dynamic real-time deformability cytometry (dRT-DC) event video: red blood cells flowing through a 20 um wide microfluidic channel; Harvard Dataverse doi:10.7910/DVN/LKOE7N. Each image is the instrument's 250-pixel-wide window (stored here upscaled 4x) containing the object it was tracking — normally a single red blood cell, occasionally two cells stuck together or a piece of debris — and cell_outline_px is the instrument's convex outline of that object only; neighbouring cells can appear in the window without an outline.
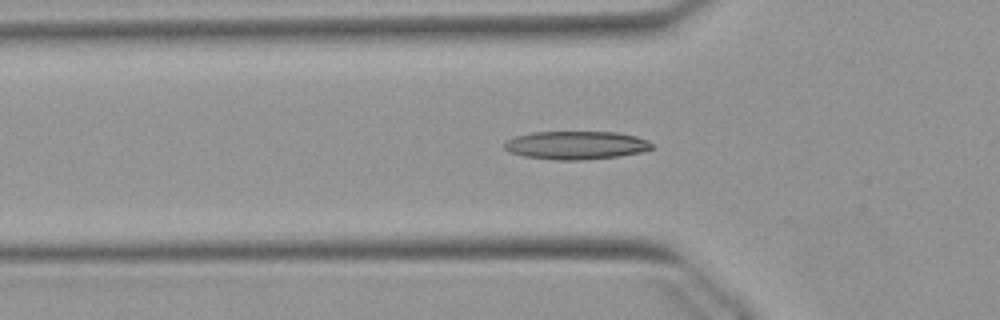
{"species": "Egyptian fruit bat (a non-hibernating species)", "species_latin": "Rousettus aegyptiacus", "temperature_condition": "warm", "stored_images_in_passage": 42, "camera_frame_rate_fps": 3000, "um_per_image_px": 0.085, "animal": {"sex": "female"}, "frame": {"image": 1, "passage_image": 12, "time_ms": 3.667, "image_size_px": [1000, 320], "cell_outline_px": [[652, 148], [644, 152], [620, 156], [580, 160], [552, 160], [524, 156], [508, 152], [504, 148], [504, 144], [508, 140], [516, 136], [532, 132], [616, 132], [636, 136], [652, 144]], "centroid_in_image_um": [48.95, 12.35], "position_along_channel_um": 76.9, "area_um2": 24.28}}
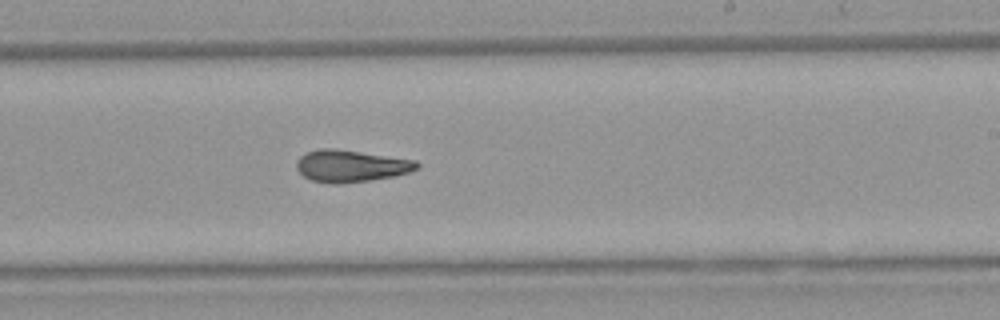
{"frame": {"image": 2, "passage_image": 26, "time_ms": 8.333, "image_size_px": [1000, 320], "cell_outline_px": [[420, 168], [408, 172], [392, 176], [368, 180], [340, 184], [336, 184], [312, 180], [304, 176], [296, 168], [296, 160], [304, 152], [316, 148], [336, 148], [416, 160], [420, 164]], "centroid_in_image_um": [29.8, 14.08], "position_along_channel_um": 259.2, "area_um2": 22.54}}
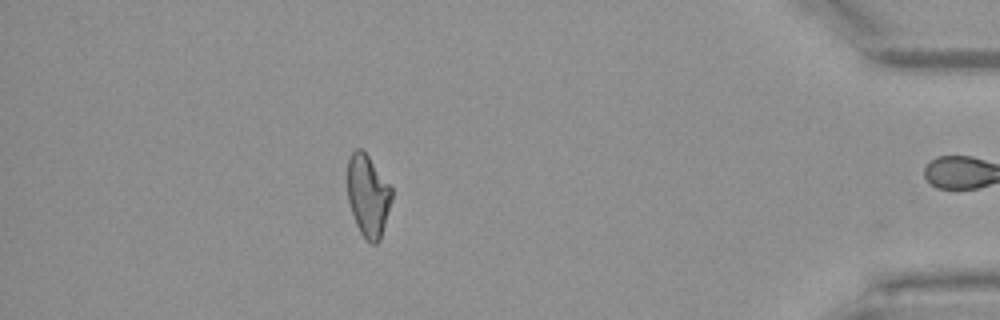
{"frame": {"image": 3, "passage_image": 41, "time_ms": 13.333, "image_size_px": [1000, 320], "cell_outline_px": [[392, 200], [380, 240], [376, 244], [372, 244], [360, 232], [356, 224], [348, 200], [348, 156], [356, 148], [360, 148], [368, 156], [392, 188]], "centroid_in_image_um": [31.28, 16.63], "position_along_channel_um": 403.9, "area_um2": 20.92}, "authors_computed_cell_mechanics": {"area_um2": 22.4842, "velocity_mm_per_s": 3.9, "shape_relaxation_time_tau1_ms": null, "shape_relaxation_time_tau2_ms": 4.089, "deformation_change_tau1": null, "deformation_change_tau2": 0.1271}}